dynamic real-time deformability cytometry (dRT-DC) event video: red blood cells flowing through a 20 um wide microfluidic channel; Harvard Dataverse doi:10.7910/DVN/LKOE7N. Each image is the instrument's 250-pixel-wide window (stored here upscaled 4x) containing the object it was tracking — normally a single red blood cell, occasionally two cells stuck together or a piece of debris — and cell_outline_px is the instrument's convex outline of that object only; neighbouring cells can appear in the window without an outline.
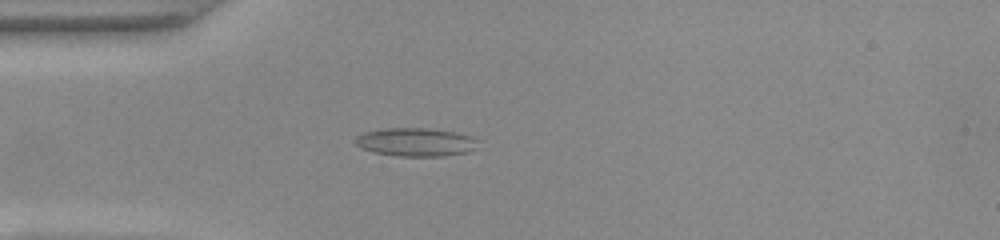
{"species": "common noctule bat (a hibernating species)", "species_latin": "Nyctalus noctula", "temperature_condition": "warm", "stored_images_in_passage": 43, "segment_of_instrument_passage": [1, 2], "camera_frame_rate_fps": 3000, "um_per_image_px": 0.085, "animal": {"sex": "female", "body_mass_g": 22.0, "forearm_length_mm": 56.7}, "frame": {"image": 1, "passage_image": 5, "time_ms": 1.333, "image_size_px": [1000, 240], "cell_outline_px": [[480, 148], [468, 152], [444, 156], [396, 156], [372, 152], [360, 148], [352, 140], [356, 136], [364, 132], [384, 128], [428, 128], [452, 132], [472, 136], [480, 140]], "centroid_in_image_um": [35.36, 12.08], "position_along_channel_um": 49.6, "area_um2": 20.75}}
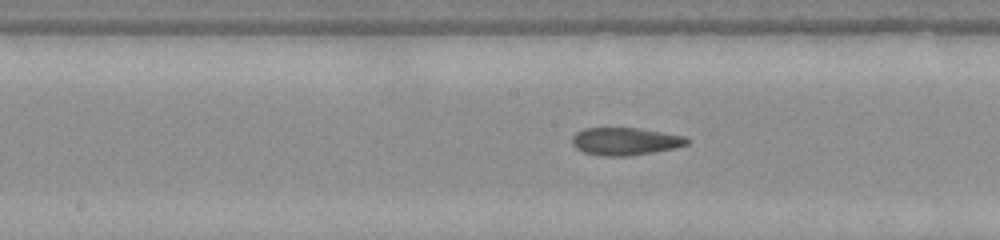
{"frame": {"image": 2, "passage_image": 17, "time_ms": 5.333, "image_size_px": [1000, 240], "cell_outline_px": [[688, 144], [676, 148], [656, 152], [632, 156], [604, 156], [584, 152], [576, 148], [572, 144], [572, 136], [576, 132], [584, 128], [636, 128], [684, 136], [688, 140]], "centroid_in_image_um": [53.13, 12.02], "position_along_channel_um": 195.1, "area_um2": 18.5}}
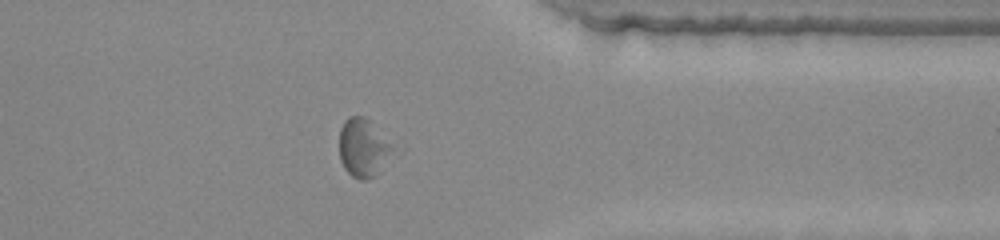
{"frame": {"image": 3, "passage_image": 32, "time_ms": 10.333, "image_size_px": [1000, 240], "cell_outline_px": [[392, 148], [376, 176], [364, 180], [360, 180], [352, 176], [344, 168], [340, 160], [340, 128], [344, 120], [348, 116], [364, 116], [368, 120]], "centroid_in_image_um": [30.77, 12.58], "position_along_channel_um": 380.6, "area_um2": 17.28}}